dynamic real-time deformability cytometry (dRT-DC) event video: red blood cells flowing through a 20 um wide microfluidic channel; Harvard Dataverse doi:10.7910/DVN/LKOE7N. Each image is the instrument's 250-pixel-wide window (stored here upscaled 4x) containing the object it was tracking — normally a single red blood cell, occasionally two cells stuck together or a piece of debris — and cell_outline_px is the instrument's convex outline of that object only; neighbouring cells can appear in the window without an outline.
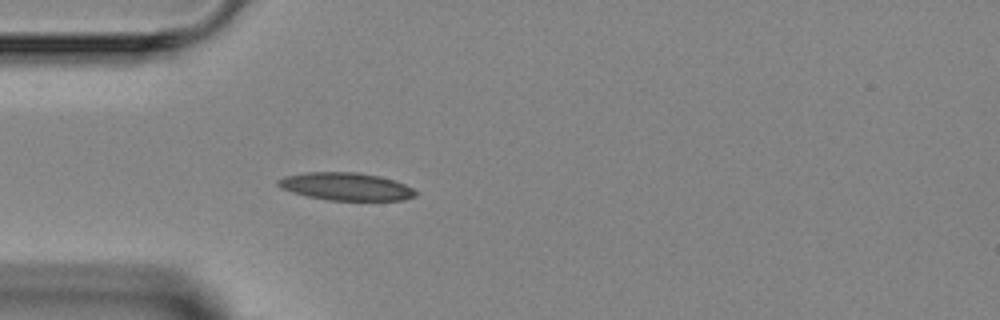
{"species": "Egyptian fruit bat (a non-hibernating species)", "species_latin": "Rousettus aegyptiacus", "temperature_condition": "room temperature", "stored_images_in_passage": 3, "camera_frame_rate_fps": 3000, "um_per_image_px": 0.085, "animal": {"sex": "female"}, "frame": {"image": 1, "passage_image": 3, "time_ms": 2.333, "image_size_px": [1000, 320], "cell_outline_px": [[420, 192], [416, 196], [404, 200], [328, 200], [308, 196], [292, 192], [280, 188], [276, 184], [276, 180], [284, 176], [304, 172], [356, 172], [380, 176], [396, 180]], "centroid_in_image_um": [29.42, 15.85], "position_along_channel_um": 55.6, "area_um2": 22.43}}